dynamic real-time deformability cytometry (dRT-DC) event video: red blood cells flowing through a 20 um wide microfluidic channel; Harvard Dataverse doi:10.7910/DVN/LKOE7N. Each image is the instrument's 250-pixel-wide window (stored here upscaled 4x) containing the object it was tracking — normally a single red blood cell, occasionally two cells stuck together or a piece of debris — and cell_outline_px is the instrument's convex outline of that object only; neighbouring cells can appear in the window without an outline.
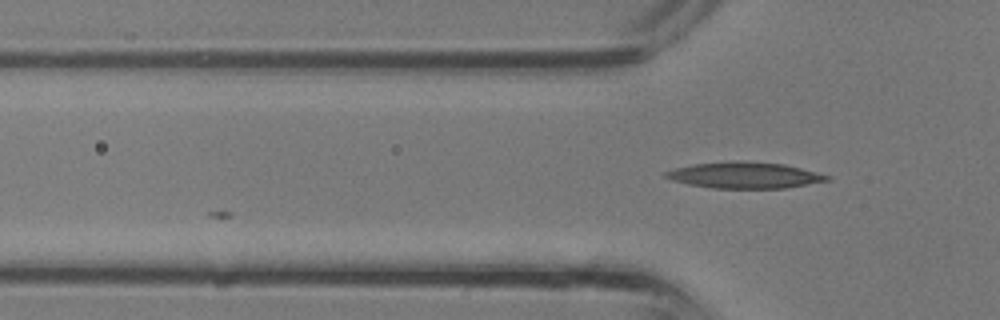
{"species": "common noctule bat (a hibernating species)", "species_latin": "Nyctalus noctula", "temperature_condition": "room temperature", "stored_images_in_passage": 10, "camera_frame_rate_fps": 3000, "um_per_image_px": 0.085, "animal": {"sex": "male", "body_mass_g": 13.3}, "frame": {"image": 1, "passage_image": 10, "time_ms": 3.0, "image_size_px": [1000, 320], "cell_outline_px": [[832, 180], [784, 188], [712, 188], [688, 184], [672, 180], [664, 176], [664, 172], [676, 168], [692, 164], [736, 160], [784, 164], [832, 176]], "centroid_in_image_um": [63.3, 14.89], "position_along_channel_um": 62.5, "area_um2": 24.62}}